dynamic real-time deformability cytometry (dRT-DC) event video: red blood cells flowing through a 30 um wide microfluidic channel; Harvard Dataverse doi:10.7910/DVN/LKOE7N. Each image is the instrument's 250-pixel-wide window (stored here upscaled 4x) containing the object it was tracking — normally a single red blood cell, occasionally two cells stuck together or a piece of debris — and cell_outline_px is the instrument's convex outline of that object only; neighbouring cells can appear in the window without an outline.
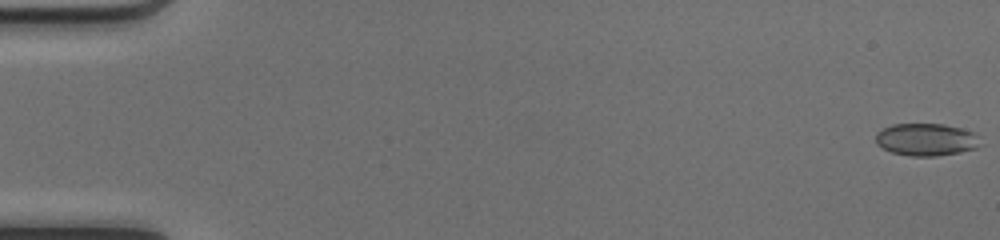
{"species": "common noctule bat (a hibernating species)", "species_latin": "Nyctalus noctula", "temperature_condition": "cold", "stored_images_in_passage": 50, "camera_frame_rate_fps": 3000, "um_per_image_px": 0.085, "animal": {"sex": "female", "body_mass_g": 17.0, "forearm_length_mm": 48.0}, "frame": {"image": 1, "passage_image": 1, "time_ms": 0.0, "image_size_px": [1000, 240], "cell_outline_px": [[976, 148], [960, 152], [936, 156], [908, 156], [892, 152], [876, 144], [876, 132], [892, 124], [944, 124], [960, 128], [972, 132], [976, 136]], "centroid_in_image_um": [78.65, 11.86], "position_along_channel_um": 6.3, "area_um2": 19.42}}
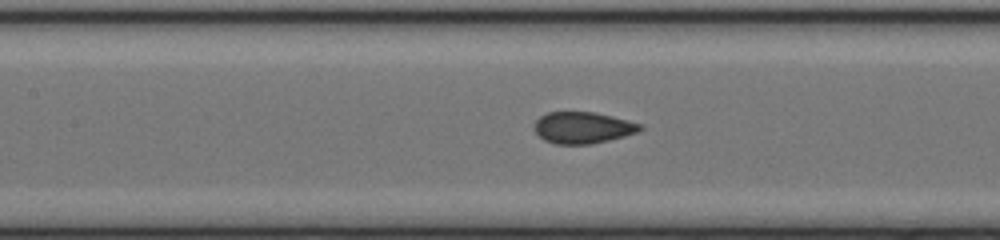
{"frame": {"image": 2, "passage_image": 24, "time_ms": 7.667, "image_size_px": [1000, 240], "cell_outline_px": [[644, 128], [636, 132], [624, 136], [592, 144], [556, 144], [544, 140], [536, 132], [536, 120], [540, 116], [548, 112], [596, 112], [644, 124]], "centroid_in_image_um": [49.57, 10.84], "position_along_channel_um": 157.8, "area_um2": 19.36}}
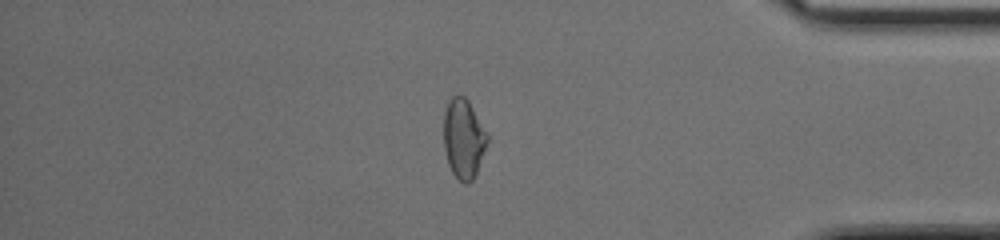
{"frame": {"image": 3, "passage_image": 43, "time_ms": 14.0, "image_size_px": [1000, 240], "cell_outline_px": [[488, 140], [476, 172], [472, 180], [468, 184], [464, 184], [452, 172], [448, 164], [444, 148], [444, 112], [448, 100], [452, 96], [464, 96], [468, 100], [488, 132]], "centroid_in_image_um": [39.4, 11.76], "position_along_channel_um": 395.8, "area_um2": 20.17}, "authors_computed_cell_mechanics": {"area_um2": 19.8543, "velocity_mm_per_s": 4.2026, "shape_relaxation_time_tau1_ms": null, "shape_relaxation_time_tau2_ms": 0.5193, "deformation_change_tau1": null, "deformation_change_tau2": 0.0381}}